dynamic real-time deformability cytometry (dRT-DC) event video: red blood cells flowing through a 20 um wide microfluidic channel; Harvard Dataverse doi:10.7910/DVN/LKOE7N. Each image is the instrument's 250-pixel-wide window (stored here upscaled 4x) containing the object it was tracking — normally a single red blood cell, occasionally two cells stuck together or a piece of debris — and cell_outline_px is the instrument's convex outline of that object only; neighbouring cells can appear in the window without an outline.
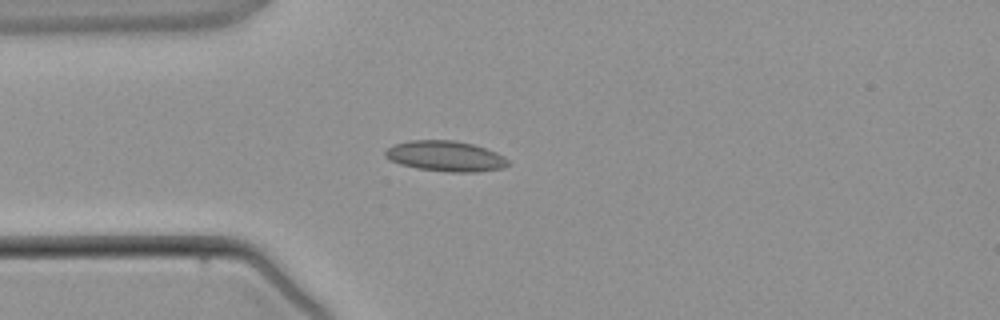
{"species": "common noctule bat (a hibernating species)", "species_latin": "Nyctalus noctula", "temperature_condition": "warm", "stored_images_in_passage": 2, "camera_frame_rate_fps": 3000, "um_per_image_px": 0.085, "animal": {"sex": "male", "body_mass_g": 21.5, "forearm_length_mm": 52.0}, "frame": {"image": 1, "passage_image": 2, "time_ms": 2.0, "image_size_px": [1000, 320], "cell_outline_px": [[508, 164], [504, 168], [476, 172], [448, 172], [416, 168], [400, 164], [384, 156], [384, 152], [392, 144], [408, 140], [456, 140], [472, 144], [496, 152], [504, 156], [508, 160]], "centroid_in_image_um": [37.85, 13.27], "position_along_channel_um": 47.1, "area_um2": 21.91}}